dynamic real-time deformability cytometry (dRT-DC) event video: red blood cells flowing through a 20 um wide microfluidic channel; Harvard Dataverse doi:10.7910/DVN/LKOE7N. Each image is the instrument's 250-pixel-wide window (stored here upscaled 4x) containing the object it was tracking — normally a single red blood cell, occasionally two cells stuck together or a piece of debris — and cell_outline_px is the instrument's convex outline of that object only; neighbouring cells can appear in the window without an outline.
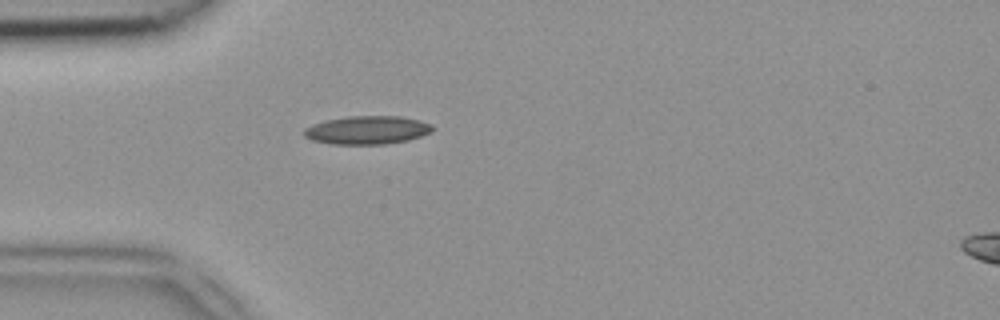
{"species": "common noctule bat (a hibernating species)", "species_latin": "Nyctalus noctula", "temperature_condition": "room temperature", "stored_images_in_passage": 36, "camera_frame_rate_fps": 3000, "um_per_image_px": 0.085, "animal": {"sex": "female", "body_mass_g": 18.4}, "frame": {"image": 1, "passage_image": 1, "time_ms": 0.0, "image_size_px": [1000, 320], "cell_outline_px": [[436, 128], [432, 132], [408, 140], [384, 144], [332, 144], [312, 140], [304, 136], [304, 128], [312, 124], [324, 120], [348, 116], [400, 116], [420, 120], [432, 124]], "centroid_in_image_um": [31.23, 11.05], "position_along_channel_um": 53.8, "area_um2": 21.39}}
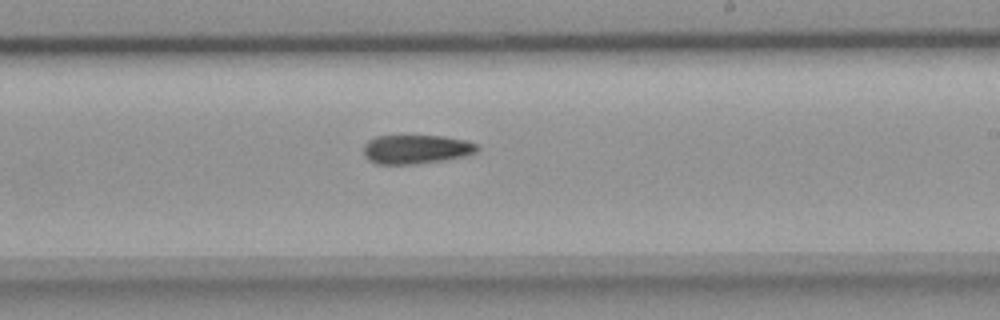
{"frame": {"image": 2, "passage_image": 16, "time_ms": 5.0, "image_size_px": [1000, 320], "cell_outline_px": [[480, 148], [476, 152], [464, 156], [444, 160], [416, 164], [376, 164], [368, 160], [364, 156], [364, 144], [368, 140], [376, 136], [444, 136], [468, 140], [476, 144]], "centroid_in_image_um": [35.37, 12.69], "position_along_channel_um": 253.6, "area_um2": 19.36}}
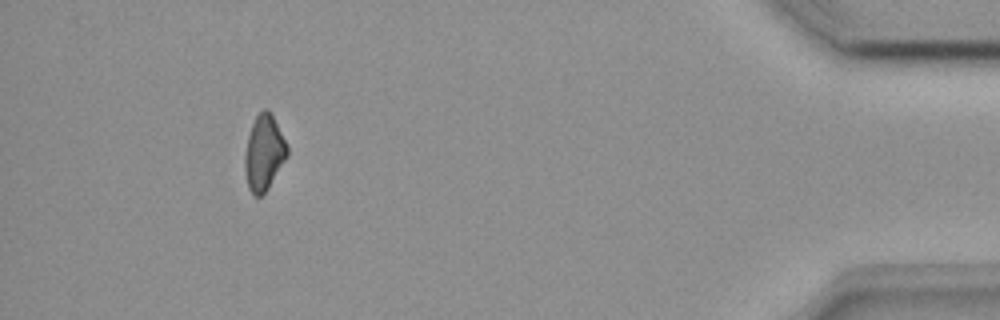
{"frame": {"image": 3, "passage_image": 32, "time_ms": 10.333, "image_size_px": [1000, 320], "cell_outline_px": [[288, 156], [268, 188], [260, 196], [256, 196], [248, 188], [244, 168], [244, 156], [248, 136], [252, 124], [256, 116], [264, 108], [268, 108], [272, 112], [288, 144]], "centroid_in_image_um": [22.46, 12.94], "position_along_channel_um": 412.7, "area_um2": 18.84}}